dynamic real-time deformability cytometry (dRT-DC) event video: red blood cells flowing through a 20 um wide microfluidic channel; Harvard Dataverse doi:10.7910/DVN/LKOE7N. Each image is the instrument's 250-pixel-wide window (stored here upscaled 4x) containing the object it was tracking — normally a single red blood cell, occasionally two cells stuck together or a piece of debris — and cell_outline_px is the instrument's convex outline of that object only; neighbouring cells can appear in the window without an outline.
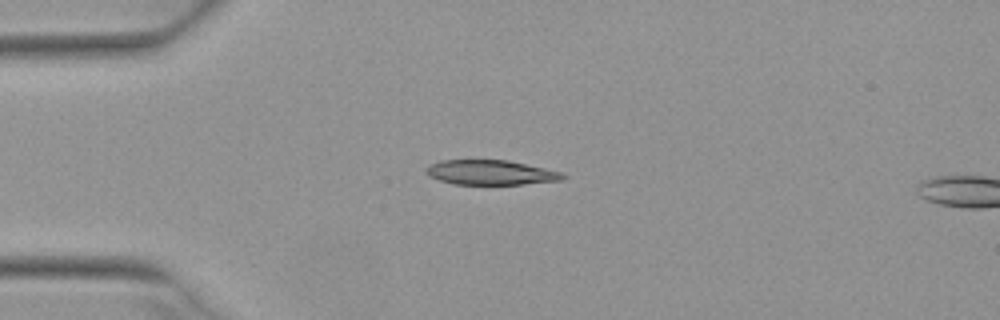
{"species": "Egyptian fruit bat (a non-hibernating species)", "species_latin": "Rousettus aegyptiacus", "temperature_condition": "warm", "stored_images_in_passage": 4, "camera_frame_rate_fps": 3000, "um_per_image_px": 0.085, "animal": {"sex": "female"}, "frame": {"image": 1, "passage_image": 4, "time_ms": 1.0, "image_size_px": [1000, 320], "cell_outline_px": [[568, 176], [564, 180], [524, 184], [456, 184], [440, 180], [424, 172], [424, 168], [428, 164], [440, 160], [508, 160], [544, 168], [560, 172]], "centroid_in_image_um": [41.7, 14.65], "position_along_channel_um": 43.3, "area_um2": 19.71}}